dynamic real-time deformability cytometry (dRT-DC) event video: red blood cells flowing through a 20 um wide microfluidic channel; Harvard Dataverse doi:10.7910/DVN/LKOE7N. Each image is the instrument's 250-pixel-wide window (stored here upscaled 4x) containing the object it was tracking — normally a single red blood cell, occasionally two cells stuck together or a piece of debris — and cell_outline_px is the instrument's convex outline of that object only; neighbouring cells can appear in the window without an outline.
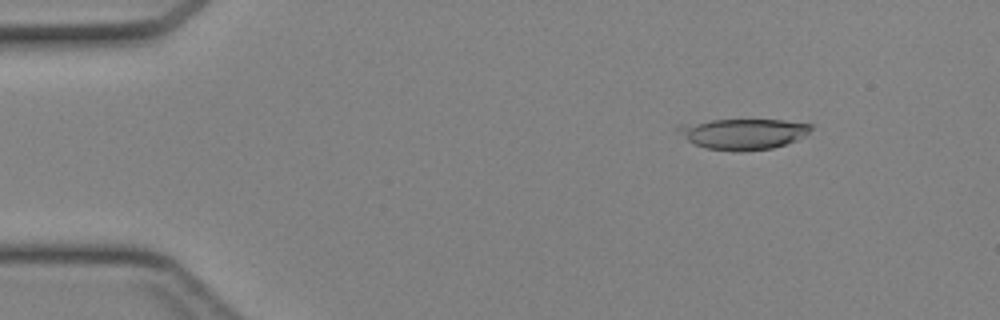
{"species": "Egyptian fruit bat (a non-hibernating species)", "species_latin": "Rousettus aegyptiacus", "temperature_condition": "cold", "stored_images_in_passage": 42, "camera_frame_rate_fps": 3000, "um_per_image_px": 0.085, "animal": {"sex": "female"}, "frame": {"image": 1, "passage_image": 2, "time_ms": 0.333, "image_size_px": [1000, 320], "cell_outline_px": [[816, 124], [808, 136], [772, 148], [740, 152], [736, 152], [704, 148], [688, 140], [676, 128], [676, 124], [712, 120], [784, 120]], "centroid_in_image_um": [63.23, 11.37], "position_along_channel_um": 21.8, "area_um2": 24.1}}
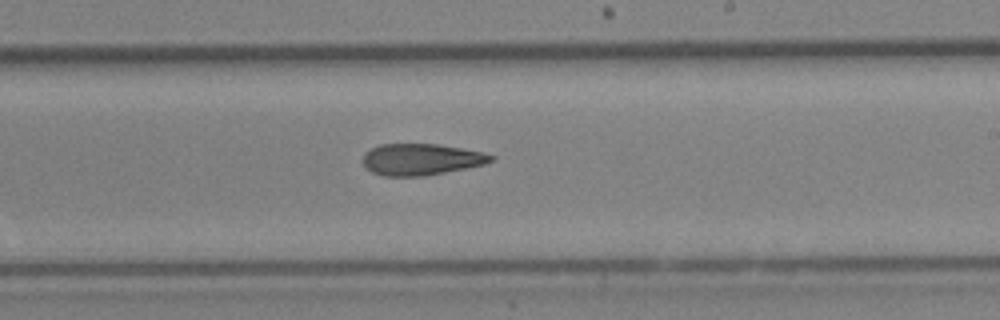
{"frame": {"image": 2, "passage_image": 23, "time_ms": 7.333, "image_size_px": [1000, 320], "cell_outline_px": [[496, 160], [484, 164], [444, 172], [420, 176], [384, 176], [372, 172], [364, 164], [364, 152], [380, 144], [436, 144], [484, 152], [496, 156]], "centroid_in_image_um": [35.82, 13.54], "position_along_channel_um": 253.2, "area_um2": 23.29}}
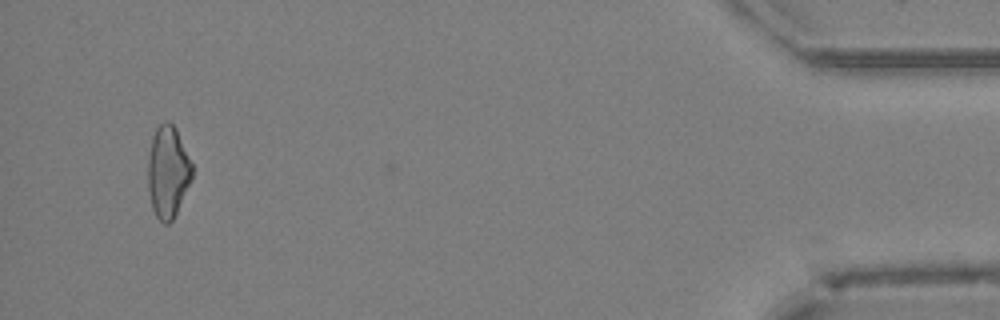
{"frame": {"image": 3, "passage_image": 39, "time_ms": 12.667, "image_size_px": [1000, 320], "cell_outline_px": [[192, 176], [176, 212], [172, 220], [168, 224], [164, 224], [156, 216], [152, 208], [148, 188], [148, 156], [152, 136], [156, 128], [164, 120], [168, 120], [176, 128], [192, 164]], "centroid_in_image_um": [14.24, 14.57], "position_along_channel_um": 421.0, "area_um2": 23.41}}